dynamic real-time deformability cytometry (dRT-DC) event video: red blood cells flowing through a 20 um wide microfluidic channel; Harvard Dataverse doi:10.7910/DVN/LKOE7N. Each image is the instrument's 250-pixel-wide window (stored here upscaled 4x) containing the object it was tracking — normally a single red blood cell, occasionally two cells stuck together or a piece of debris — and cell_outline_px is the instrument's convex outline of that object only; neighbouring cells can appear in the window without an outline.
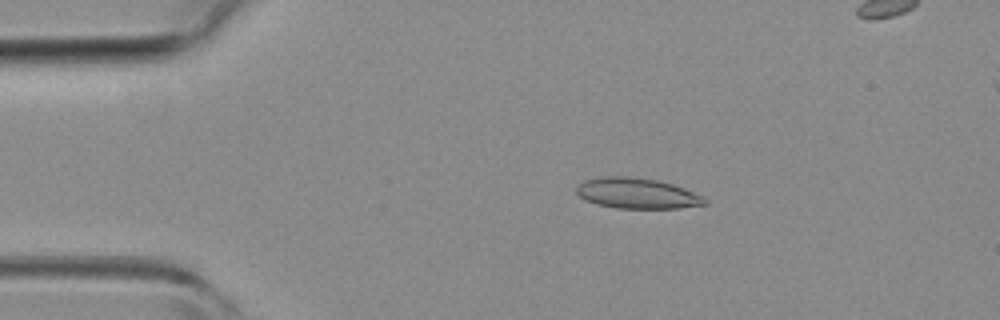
{"species": "common noctule bat (a hibernating species)", "species_latin": "Nyctalus noctula", "temperature_condition": "room temperature", "stored_images_in_passage": 4, "camera_frame_rate_fps": 3000, "um_per_image_px": 0.085, "animal": {"sex": "female", "body_mass_g": 19.3, "forearm_length_mm": 54.1}, "frame": {"image": 1, "passage_image": 2, "time_ms": 1.0, "image_size_px": [1000, 320], "cell_outline_px": [[708, 204], [680, 208], [616, 208], [596, 204], [584, 200], [576, 192], [576, 188], [584, 180], [604, 176], [628, 176], [656, 180], [672, 184], [684, 188], [708, 200]], "centroid_in_image_um": [54.13, 16.44], "position_along_channel_um": 30.9, "area_um2": 22.77}}